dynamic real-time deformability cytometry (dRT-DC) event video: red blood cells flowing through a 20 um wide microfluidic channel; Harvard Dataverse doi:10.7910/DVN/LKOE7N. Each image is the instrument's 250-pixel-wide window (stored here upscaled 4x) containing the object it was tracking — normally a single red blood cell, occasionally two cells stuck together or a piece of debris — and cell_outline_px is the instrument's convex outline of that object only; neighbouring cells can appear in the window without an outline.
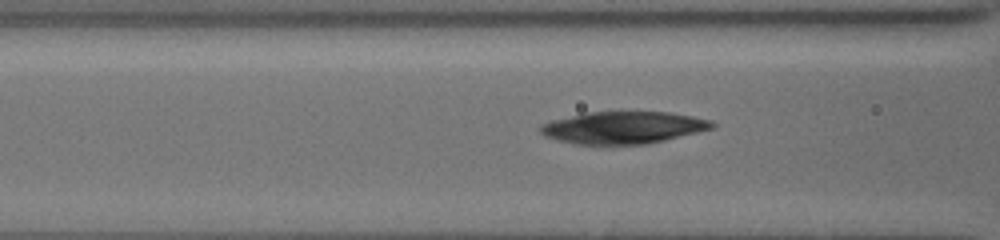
{"species": "common noctule bat (a hibernating species)", "species_latin": "Nyctalus noctula", "temperature_condition": "cold", "stored_images_in_passage": 55, "camera_frame_rate_fps": 3000, "um_per_image_px": 0.085, "animal": {"sex": "female", "body_mass_g": 19.5, "forearm_length_mm": 54.1}, "frame": {"image": 1, "passage_image": 25, "time_ms": 8.0, "image_size_px": [1000, 240], "cell_outline_px": [[716, 124], [712, 128], [648, 144], [576, 144], [544, 136], [540, 132], [540, 124], [552, 120], [584, 112], [620, 108], [668, 112], [692, 116], [712, 120]], "centroid_in_image_um": [52.95, 10.78], "position_along_channel_um": 113.6, "area_um2": 33.18}}
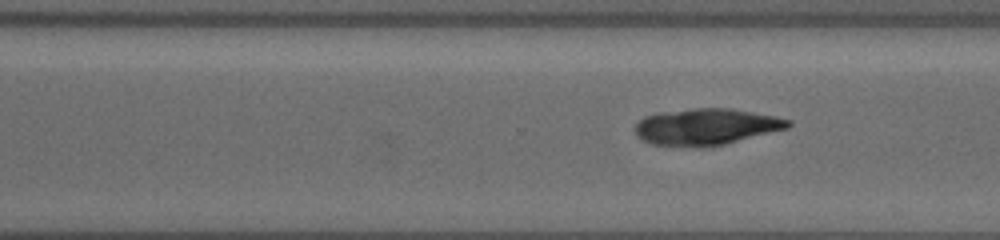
{"frame": {"image": 2, "passage_image": 40, "time_ms": 13.0, "image_size_px": [1000, 240], "cell_outline_px": [[792, 124], [788, 128], [724, 144], [700, 148], [696, 148], [652, 144], [644, 140], [636, 132], [636, 124], [644, 116], [660, 112], [692, 108], [728, 108], [776, 116], [792, 120]], "centroid_in_image_um": [60.04, 10.77], "position_along_channel_um": 310.6, "area_um2": 32.48}}
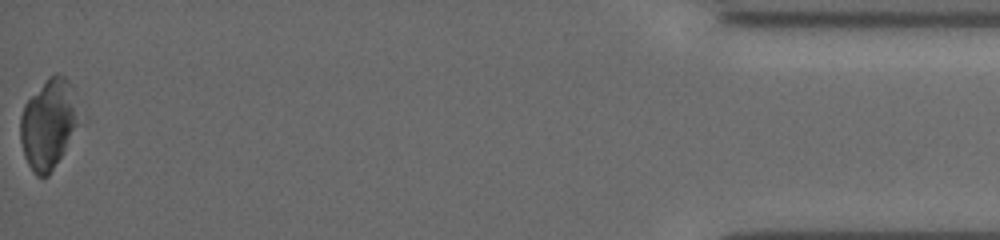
{"frame": {"image": 3, "passage_image": 55, "time_ms": 18.0, "image_size_px": [1000, 240], "cell_outline_px": [[80, 124], [64, 152], [48, 176], [36, 176], [32, 172], [24, 156], [20, 140], [20, 116], [24, 104], [48, 76], [56, 72], [64, 76], [68, 80], [72, 88], [80, 120]], "centroid_in_image_um": [4.11, 10.53], "position_along_channel_um": 431.1, "area_um2": 30.92}}